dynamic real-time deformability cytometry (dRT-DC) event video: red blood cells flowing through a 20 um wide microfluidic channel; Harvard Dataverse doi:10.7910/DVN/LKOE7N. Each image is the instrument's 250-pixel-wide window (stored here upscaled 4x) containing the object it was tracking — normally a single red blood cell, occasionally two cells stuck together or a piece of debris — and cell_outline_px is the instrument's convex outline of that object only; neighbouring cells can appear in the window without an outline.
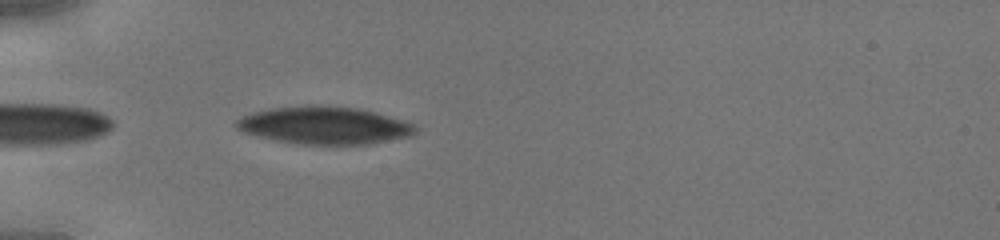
{"species": "human", "species_latin": "Homo sapiens", "temperature_condition": "cold", "stored_images_in_passage": 30, "camera_frame_rate_fps": 3000, "um_per_image_px": 0.085, "donor": {"sex": "male"}, "frame": {"image": 1, "passage_image": 1, "time_ms": 0.0, "image_size_px": [1000, 240], "cell_outline_px": [[416, 132], [412, 136], [368, 144], [300, 144], [276, 140], [256, 136], [244, 132], [236, 128], [232, 124], [236, 120], [252, 112], [268, 108], [312, 104], [360, 108], [376, 112], [404, 120], [416, 124]], "centroid_in_image_um": [27.57, 10.64], "position_along_channel_um": 57.4, "area_um2": 39.59}}
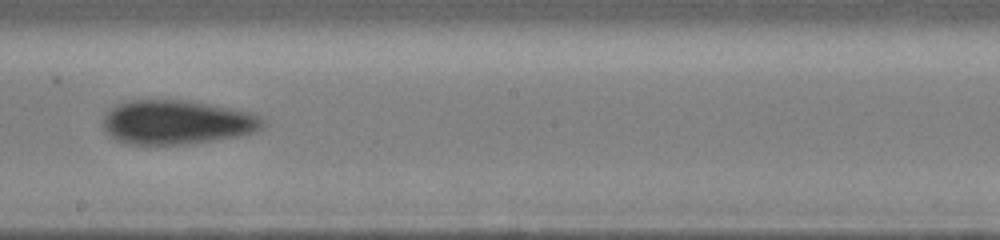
{"frame": {"image": 2, "passage_image": 13, "time_ms": 4.0, "image_size_px": [1000, 240], "cell_outline_px": [[268, 124], [256, 132], [236, 136], [192, 144], [132, 144], [116, 140], [108, 136], [100, 124], [104, 116], [116, 104], [128, 100], [188, 100], [212, 104], [252, 112], [264, 116]], "centroid_in_image_um": [15.07, 10.38], "position_along_channel_um": 233.1, "area_um2": 41.85}}
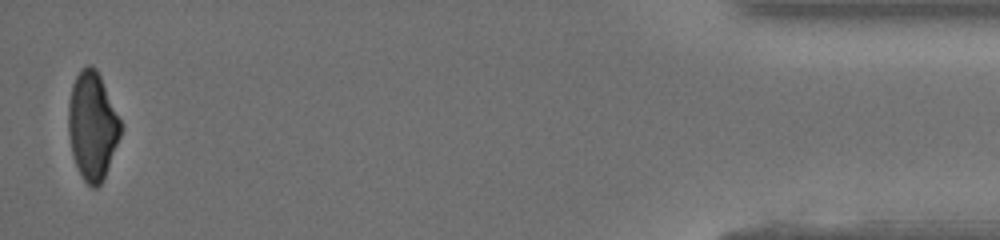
{"frame": {"image": 3, "passage_image": 30, "time_ms": 9.667, "image_size_px": [1000, 240], "cell_outline_px": [[120, 136], [104, 180], [96, 188], [92, 188], [84, 180], [72, 156], [68, 132], [68, 104], [72, 84], [80, 68], [88, 64], [92, 64], [96, 68], [100, 76], [120, 120]], "centroid_in_image_um": [7.83, 10.69], "position_along_channel_um": 427.4, "area_um2": 32.77}}